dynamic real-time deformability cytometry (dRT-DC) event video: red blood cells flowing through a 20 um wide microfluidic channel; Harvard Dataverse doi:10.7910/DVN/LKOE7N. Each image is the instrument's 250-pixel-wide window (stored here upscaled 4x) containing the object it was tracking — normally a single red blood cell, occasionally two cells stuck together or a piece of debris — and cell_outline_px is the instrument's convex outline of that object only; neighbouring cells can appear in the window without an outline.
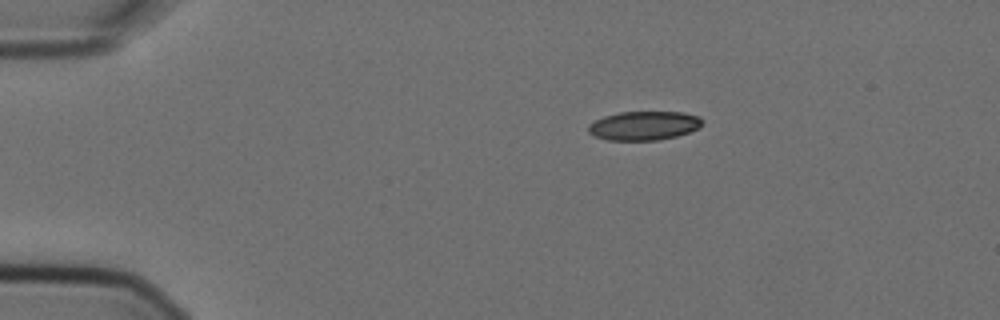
{"species": "Egyptian fruit bat (a non-hibernating species)", "species_latin": "Rousettus aegyptiacus", "temperature_condition": "cold", "stored_images_in_passage": 4, "camera_frame_rate_fps": 3000, "um_per_image_px": 0.085, "animal": {"sex": "female"}, "frame": {"image": 1, "passage_image": 1, "time_ms": 0.0, "image_size_px": [1000, 320], "cell_outline_px": [[704, 124], [700, 128], [676, 136], [656, 140], [608, 140], [592, 136], [588, 132], [588, 124], [604, 116], [620, 112], [684, 112], [700, 116], [704, 120]], "centroid_in_image_um": [54.76, 10.67], "position_along_channel_um": 30.2, "area_um2": 19.42}}
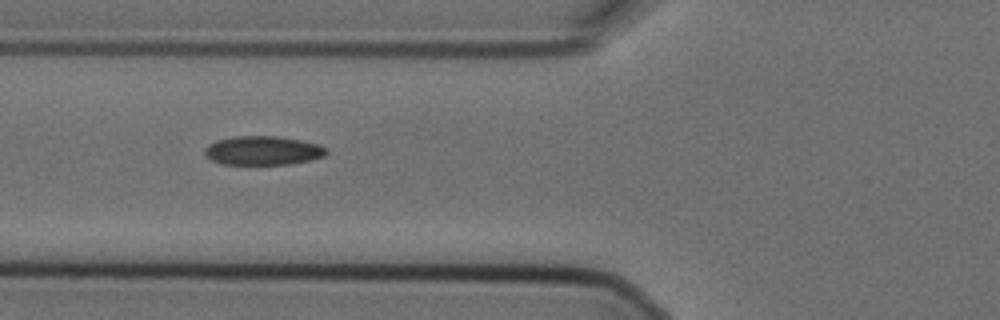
{"frame": {"image": 2, "passage_image": 4, "time_ms": 1.0, "image_size_px": [1000, 320], "cell_outline_px": [[328, 152], [324, 156], [312, 160], [288, 164], [224, 164], [212, 160], [204, 152], [204, 148], [208, 144], [216, 140], [232, 136], [276, 136], [300, 140], [320, 144], [328, 148]], "centroid_in_image_um": [22.37, 12.79], "position_along_channel_um": 103.4, "area_um2": 20.63}}